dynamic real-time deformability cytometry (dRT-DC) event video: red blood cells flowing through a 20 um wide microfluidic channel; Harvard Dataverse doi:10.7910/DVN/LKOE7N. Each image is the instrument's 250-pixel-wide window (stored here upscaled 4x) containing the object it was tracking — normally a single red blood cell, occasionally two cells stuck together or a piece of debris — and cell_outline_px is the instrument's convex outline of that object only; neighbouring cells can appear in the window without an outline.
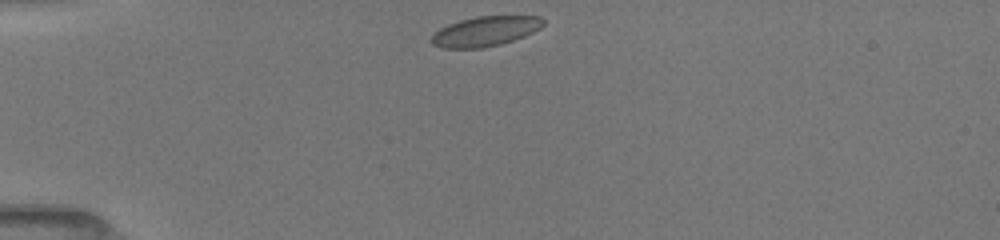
{"species": "common noctule bat (a hibernating species)", "species_latin": "Nyctalus noctula", "temperature_condition": "room temperature", "stored_images_in_passage": 30, "camera_frame_rate_fps": 3000, "um_per_image_px": 0.085, "animal": {"sex": "female", "body_mass_g": 19.5, "forearm_length_mm": 54.1}, "frame": {"image": 1, "passage_image": 1, "time_ms": 0.0, "image_size_px": [1000, 240], "cell_outline_px": [[544, 24], [540, 28], [524, 36], [500, 44], [480, 48], [440, 48], [432, 44], [428, 40], [440, 28], [448, 24], [460, 20], [476, 16], [540, 16], [544, 20]], "centroid_in_image_um": [41.21, 2.66], "position_along_channel_um": 43.8, "area_um2": 19.42}}
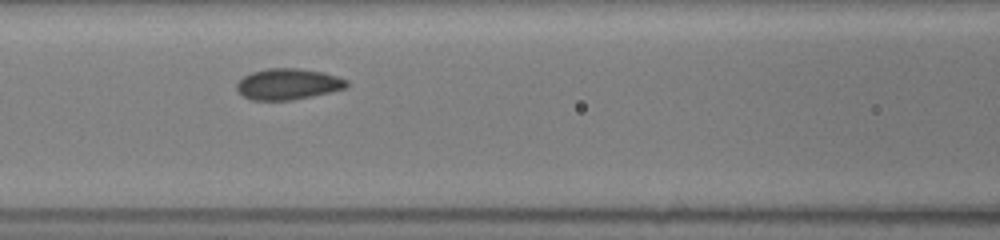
{"frame": {"image": 2, "passage_image": 19, "time_ms": 3.333, "image_size_px": [1000, 240], "cell_outline_px": [[348, 88], [332, 92], [292, 100], [252, 100], [244, 96], [236, 88], [236, 84], [244, 76], [252, 72], [268, 68], [296, 68], [324, 72], [348, 80]], "centroid_in_image_um": [24.52, 7.15], "position_along_channel_um": 142.1, "area_um2": 19.94}}
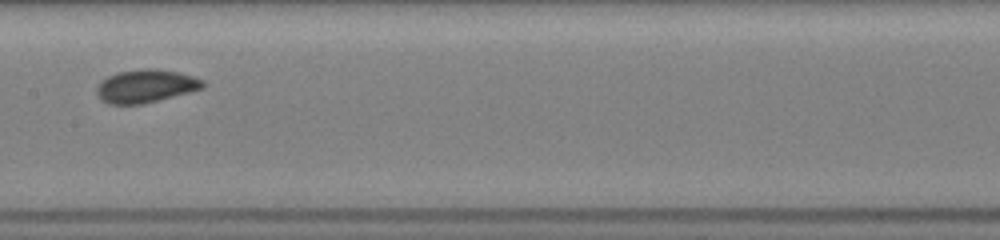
{"frame": {"image": 3, "passage_image": 29, "time_ms": 4.667, "image_size_px": [1000, 240], "cell_outline_px": [[208, 84], [204, 88], [140, 104], [108, 104], [100, 100], [96, 92], [96, 88], [108, 76], [120, 72], [144, 68], [152, 68], [176, 72], [192, 76], [204, 80]], "centroid_in_image_um": [12.4, 7.32], "position_along_channel_um": 195.0, "area_um2": 20.17}}